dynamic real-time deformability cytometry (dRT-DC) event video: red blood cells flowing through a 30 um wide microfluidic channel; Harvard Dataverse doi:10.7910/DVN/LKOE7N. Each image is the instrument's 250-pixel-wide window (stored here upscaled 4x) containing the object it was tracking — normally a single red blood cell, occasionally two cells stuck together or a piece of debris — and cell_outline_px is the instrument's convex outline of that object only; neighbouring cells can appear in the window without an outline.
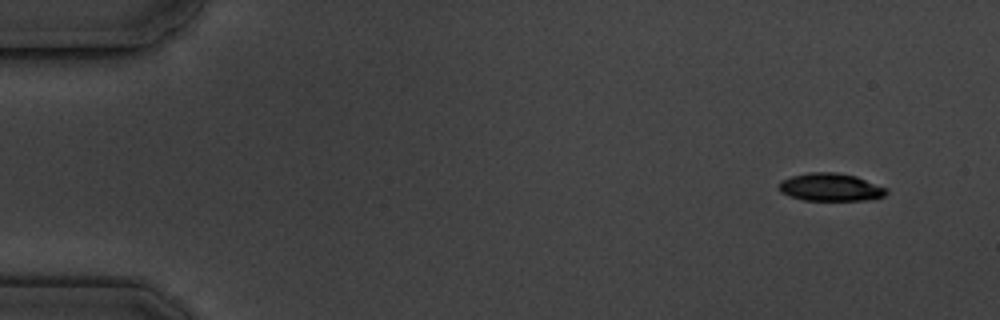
{"species": "common noctule bat (a hibernating species)", "species_latin": "Nyctalus noctula", "temperature_condition": "cold", "stored_images_in_passage": 6, "camera_frame_rate_fps": 3000, "um_per_image_px": 0.085, "animal": {"sex": "male", "body_mass_g": 19.5, "forearm_length_mm": 54.6}, "frame": {"image": 1, "passage_image": 1, "time_ms": 0.0, "image_size_px": [1000, 320], "cell_outline_px": [[888, 192], [884, 196], [864, 200], [804, 200], [780, 192], [780, 180], [792, 176], [808, 172], [836, 172], [856, 176], [888, 188]], "centroid_in_image_um": [70.62, 15.9], "position_along_channel_um": 14.4, "area_um2": 17.34}}
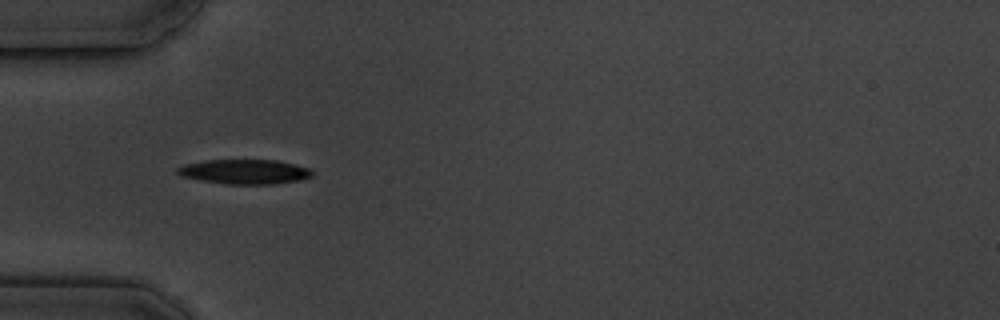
{"frame": {"image": 2, "passage_image": 5, "time_ms": 4.667, "image_size_px": [1000, 320], "cell_outline_px": [[312, 176], [300, 180], [272, 184], [224, 184], [200, 180], [180, 176], [176, 172], [176, 168], [184, 164], [204, 160], [276, 160], [308, 168], [312, 172]], "centroid_in_image_um": [20.73, 14.6], "position_along_channel_um": 64.3, "area_um2": 19.31}}